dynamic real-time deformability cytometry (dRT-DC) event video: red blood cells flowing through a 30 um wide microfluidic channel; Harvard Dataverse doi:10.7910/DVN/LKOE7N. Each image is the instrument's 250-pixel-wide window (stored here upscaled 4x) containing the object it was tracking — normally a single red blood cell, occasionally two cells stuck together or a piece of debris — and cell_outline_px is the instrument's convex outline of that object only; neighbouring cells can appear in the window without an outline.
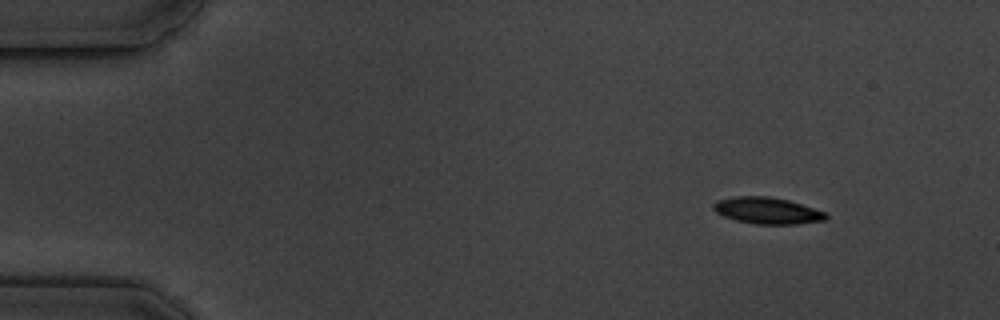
{"species": "common noctule bat (a hibernating species)", "species_latin": "Nyctalus noctula", "temperature_condition": "cold", "stored_images_in_passage": 5, "camera_frame_rate_fps": 3000, "um_per_image_px": 0.085, "animal": {"sex": "male", "body_mass_g": 19.5, "forearm_length_mm": 54.6}, "frame": {"image": 1, "passage_image": 1, "time_ms": 0.0, "image_size_px": [1000, 320], "cell_outline_px": [[828, 216], [824, 220], [796, 224], [756, 224], [736, 220], [724, 216], [716, 212], [712, 208], [712, 204], [716, 200], [736, 196], [768, 196], [788, 200], [828, 212]], "centroid_in_image_um": [65.22, 17.89], "position_along_channel_um": 19.8, "area_um2": 17.46}}
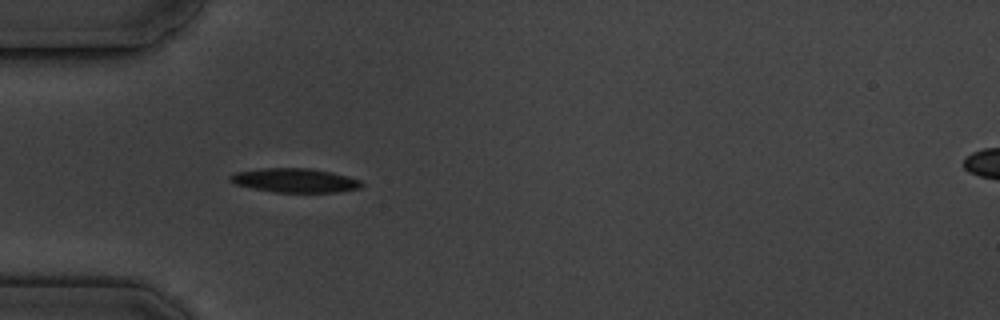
{"frame": {"image": 2, "passage_image": 4, "time_ms": 3.667, "image_size_px": [1000, 320], "cell_outline_px": [[364, 184], [360, 188], [336, 192], [276, 192], [236, 184], [228, 180], [228, 176], [236, 172], [264, 168], [312, 168], [332, 172], [348, 176], [360, 180]], "centroid_in_image_um": [25.1, 15.32], "position_along_channel_um": 59.9, "area_um2": 18.32}}